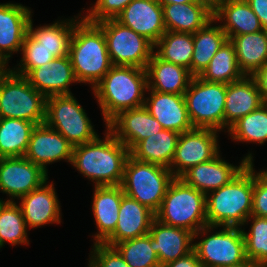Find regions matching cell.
<instances>
[{
  "mask_svg": "<svg viewBox=\"0 0 267 267\" xmlns=\"http://www.w3.org/2000/svg\"><path fill=\"white\" fill-rule=\"evenodd\" d=\"M130 150L110 131L104 141L98 136L73 147L71 163L96 186L121 185Z\"/></svg>",
  "mask_w": 267,
  "mask_h": 267,
  "instance_id": "6da1fadb",
  "label": "cell"
},
{
  "mask_svg": "<svg viewBox=\"0 0 267 267\" xmlns=\"http://www.w3.org/2000/svg\"><path fill=\"white\" fill-rule=\"evenodd\" d=\"M152 83L148 81L146 69L113 65L93 89L105 122L108 124L122 111L144 106L143 90Z\"/></svg>",
  "mask_w": 267,
  "mask_h": 267,
  "instance_id": "7a4b0ae2",
  "label": "cell"
},
{
  "mask_svg": "<svg viewBox=\"0 0 267 267\" xmlns=\"http://www.w3.org/2000/svg\"><path fill=\"white\" fill-rule=\"evenodd\" d=\"M248 163L228 184L213 190L206 197L208 226L237 227L243 225L252 212L254 173Z\"/></svg>",
  "mask_w": 267,
  "mask_h": 267,
  "instance_id": "3957f363",
  "label": "cell"
},
{
  "mask_svg": "<svg viewBox=\"0 0 267 267\" xmlns=\"http://www.w3.org/2000/svg\"><path fill=\"white\" fill-rule=\"evenodd\" d=\"M76 24L69 49L74 75L77 81L94 83L95 88L113 66L106 38L96 23L84 18Z\"/></svg>",
  "mask_w": 267,
  "mask_h": 267,
  "instance_id": "277c9868",
  "label": "cell"
},
{
  "mask_svg": "<svg viewBox=\"0 0 267 267\" xmlns=\"http://www.w3.org/2000/svg\"><path fill=\"white\" fill-rule=\"evenodd\" d=\"M207 196L175 177L167 188L155 218L164 224L186 229L195 237L198 231L213 228L208 226L206 218Z\"/></svg>",
  "mask_w": 267,
  "mask_h": 267,
  "instance_id": "5b68a950",
  "label": "cell"
},
{
  "mask_svg": "<svg viewBox=\"0 0 267 267\" xmlns=\"http://www.w3.org/2000/svg\"><path fill=\"white\" fill-rule=\"evenodd\" d=\"M172 172L167 167L139 161L129 155L121 187L126 196L156 213L161 207L169 184L175 178Z\"/></svg>",
  "mask_w": 267,
  "mask_h": 267,
  "instance_id": "8992f818",
  "label": "cell"
},
{
  "mask_svg": "<svg viewBox=\"0 0 267 267\" xmlns=\"http://www.w3.org/2000/svg\"><path fill=\"white\" fill-rule=\"evenodd\" d=\"M46 97L12 70L0 76V118L45 122Z\"/></svg>",
  "mask_w": 267,
  "mask_h": 267,
  "instance_id": "52a82bcc",
  "label": "cell"
},
{
  "mask_svg": "<svg viewBox=\"0 0 267 267\" xmlns=\"http://www.w3.org/2000/svg\"><path fill=\"white\" fill-rule=\"evenodd\" d=\"M226 92L225 83L193 77L183 96L194 128L221 130L224 127Z\"/></svg>",
  "mask_w": 267,
  "mask_h": 267,
  "instance_id": "ba28073f",
  "label": "cell"
},
{
  "mask_svg": "<svg viewBox=\"0 0 267 267\" xmlns=\"http://www.w3.org/2000/svg\"><path fill=\"white\" fill-rule=\"evenodd\" d=\"M96 24L105 35L112 65L146 69L155 47L151 41L116 19H107Z\"/></svg>",
  "mask_w": 267,
  "mask_h": 267,
  "instance_id": "9c48e42d",
  "label": "cell"
},
{
  "mask_svg": "<svg viewBox=\"0 0 267 267\" xmlns=\"http://www.w3.org/2000/svg\"><path fill=\"white\" fill-rule=\"evenodd\" d=\"M45 123L56 128L73 146L97 137L85 111L71 94L46 98Z\"/></svg>",
  "mask_w": 267,
  "mask_h": 267,
  "instance_id": "30bf717a",
  "label": "cell"
},
{
  "mask_svg": "<svg viewBox=\"0 0 267 267\" xmlns=\"http://www.w3.org/2000/svg\"><path fill=\"white\" fill-rule=\"evenodd\" d=\"M238 227H225L221 232L193 244L202 267H225L247 260L245 240Z\"/></svg>",
  "mask_w": 267,
  "mask_h": 267,
  "instance_id": "8fae6325",
  "label": "cell"
},
{
  "mask_svg": "<svg viewBox=\"0 0 267 267\" xmlns=\"http://www.w3.org/2000/svg\"><path fill=\"white\" fill-rule=\"evenodd\" d=\"M216 131L194 128L180 134L171 162V165H179L178 170L172 172L174 177H180L192 166L212 160L218 155Z\"/></svg>",
  "mask_w": 267,
  "mask_h": 267,
  "instance_id": "7c38bea8",
  "label": "cell"
},
{
  "mask_svg": "<svg viewBox=\"0 0 267 267\" xmlns=\"http://www.w3.org/2000/svg\"><path fill=\"white\" fill-rule=\"evenodd\" d=\"M47 172L24 156L0 158V190L22 197L44 185Z\"/></svg>",
  "mask_w": 267,
  "mask_h": 267,
  "instance_id": "4fadbf2b",
  "label": "cell"
},
{
  "mask_svg": "<svg viewBox=\"0 0 267 267\" xmlns=\"http://www.w3.org/2000/svg\"><path fill=\"white\" fill-rule=\"evenodd\" d=\"M115 19L153 44L166 32L163 9L158 0H133Z\"/></svg>",
  "mask_w": 267,
  "mask_h": 267,
  "instance_id": "5bb4252c",
  "label": "cell"
},
{
  "mask_svg": "<svg viewBox=\"0 0 267 267\" xmlns=\"http://www.w3.org/2000/svg\"><path fill=\"white\" fill-rule=\"evenodd\" d=\"M73 147L62 134L44 122L33 129L24 157L46 171V163L64 158L71 162Z\"/></svg>",
  "mask_w": 267,
  "mask_h": 267,
  "instance_id": "9a60e30c",
  "label": "cell"
},
{
  "mask_svg": "<svg viewBox=\"0 0 267 267\" xmlns=\"http://www.w3.org/2000/svg\"><path fill=\"white\" fill-rule=\"evenodd\" d=\"M106 125L108 131L129 150L139 141L164 129L144 106L122 111Z\"/></svg>",
  "mask_w": 267,
  "mask_h": 267,
  "instance_id": "2e32d148",
  "label": "cell"
},
{
  "mask_svg": "<svg viewBox=\"0 0 267 267\" xmlns=\"http://www.w3.org/2000/svg\"><path fill=\"white\" fill-rule=\"evenodd\" d=\"M251 154L245 157L239 167H234L219 159L197 164L189 168L179 178L186 184L207 195V192L219 189L228 184L248 163H252Z\"/></svg>",
  "mask_w": 267,
  "mask_h": 267,
  "instance_id": "e0dca14e",
  "label": "cell"
},
{
  "mask_svg": "<svg viewBox=\"0 0 267 267\" xmlns=\"http://www.w3.org/2000/svg\"><path fill=\"white\" fill-rule=\"evenodd\" d=\"M118 221L115 231L103 242L114 246L124 240L133 239L149 234L155 213L147 206L140 204L126 195L122 197Z\"/></svg>",
  "mask_w": 267,
  "mask_h": 267,
  "instance_id": "ac0fdd59",
  "label": "cell"
},
{
  "mask_svg": "<svg viewBox=\"0 0 267 267\" xmlns=\"http://www.w3.org/2000/svg\"><path fill=\"white\" fill-rule=\"evenodd\" d=\"M149 235L161 267L193 251V244L190 246L194 238L192 232L164 224L156 218L151 223Z\"/></svg>",
  "mask_w": 267,
  "mask_h": 267,
  "instance_id": "d6986e66",
  "label": "cell"
},
{
  "mask_svg": "<svg viewBox=\"0 0 267 267\" xmlns=\"http://www.w3.org/2000/svg\"><path fill=\"white\" fill-rule=\"evenodd\" d=\"M25 78L46 98L71 94L69 84L77 81L69 55L54 58L50 63L32 69Z\"/></svg>",
  "mask_w": 267,
  "mask_h": 267,
  "instance_id": "ffe728a7",
  "label": "cell"
},
{
  "mask_svg": "<svg viewBox=\"0 0 267 267\" xmlns=\"http://www.w3.org/2000/svg\"><path fill=\"white\" fill-rule=\"evenodd\" d=\"M150 103H144L148 112L156 118L164 129L179 134L193 130L183 95L153 91ZM150 104V105H148Z\"/></svg>",
  "mask_w": 267,
  "mask_h": 267,
  "instance_id": "44dd1931",
  "label": "cell"
},
{
  "mask_svg": "<svg viewBox=\"0 0 267 267\" xmlns=\"http://www.w3.org/2000/svg\"><path fill=\"white\" fill-rule=\"evenodd\" d=\"M166 31L196 33L213 16V2L161 4Z\"/></svg>",
  "mask_w": 267,
  "mask_h": 267,
  "instance_id": "7402d4cb",
  "label": "cell"
},
{
  "mask_svg": "<svg viewBox=\"0 0 267 267\" xmlns=\"http://www.w3.org/2000/svg\"><path fill=\"white\" fill-rule=\"evenodd\" d=\"M214 19L226 18L222 30L228 38L263 30L259 18L254 13L246 0H214Z\"/></svg>",
  "mask_w": 267,
  "mask_h": 267,
  "instance_id": "603a6c76",
  "label": "cell"
},
{
  "mask_svg": "<svg viewBox=\"0 0 267 267\" xmlns=\"http://www.w3.org/2000/svg\"><path fill=\"white\" fill-rule=\"evenodd\" d=\"M30 11L17 4H0V58L6 63L10 54L23 46L31 19Z\"/></svg>",
  "mask_w": 267,
  "mask_h": 267,
  "instance_id": "cb8c5ba5",
  "label": "cell"
},
{
  "mask_svg": "<svg viewBox=\"0 0 267 267\" xmlns=\"http://www.w3.org/2000/svg\"><path fill=\"white\" fill-rule=\"evenodd\" d=\"M227 84L225 99L224 126H232L263 104L258 86L251 76ZM230 123V124H229Z\"/></svg>",
  "mask_w": 267,
  "mask_h": 267,
  "instance_id": "d4e9b609",
  "label": "cell"
},
{
  "mask_svg": "<svg viewBox=\"0 0 267 267\" xmlns=\"http://www.w3.org/2000/svg\"><path fill=\"white\" fill-rule=\"evenodd\" d=\"M53 185L40 186L21 197L26 226L38 227L48 222L60 223V206Z\"/></svg>",
  "mask_w": 267,
  "mask_h": 267,
  "instance_id": "484cf974",
  "label": "cell"
},
{
  "mask_svg": "<svg viewBox=\"0 0 267 267\" xmlns=\"http://www.w3.org/2000/svg\"><path fill=\"white\" fill-rule=\"evenodd\" d=\"M146 73L148 80H155L151 90L179 95L185 94L194 77L190 70L160 59L156 54H153L147 63Z\"/></svg>",
  "mask_w": 267,
  "mask_h": 267,
  "instance_id": "4316f807",
  "label": "cell"
},
{
  "mask_svg": "<svg viewBox=\"0 0 267 267\" xmlns=\"http://www.w3.org/2000/svg\"><path fill=\"white\" fill-rule=\"evenodd\" d=\"M124 195L121 185L96 186L93 199V213L99 228L96 243H103L115 231Z\"/></svg>",
  "mask_w": 267,
  "mask_h": 267,
  "instance_id": "83f0119b",
  "label": "cell"
},
{
  "mask_svg": "<svg viewBox=\"0 0 267 267\" xmlns=\"http://www.w3.org/2000/svg\"><path fill=\"white\" fill-rule=\"evenodd\" d=\"M179 136L176 131L163 129L139 141L130 150V155L139 161L158 164L171 170Z\"/></svg>",
  "mask_w": 267,
  "mask_h": 267,
  "instance_id": "f1b7e54d",
  "label": "cell"
},
{
  "mask_svg": "<svg viewBox=\"0 0 267 267\" xmlns=\"http://www.w3.org/2000/svg\"><path fill=\"white\" fill-rule=\"evenodd\" d=\"M228 40L234 45L238 65L244 75L252 76L267 63V30L237 35Z\"/></svg>",
  "mask_w": 267,
  "mask_h": 267,
  "instance_id": "f546056e",
  "label": "cell"
},
{
  "mask_svg": "<svg viewBox=\"0 0 267 267\" xmlns=\"http://www.w3.org/2000/svg\"><path fill=\"white\" fill-rule=\"evenodd\" d=\"M213 18L203 28L193 33L194 52L191 59V74L200 76L208 67L211 59L228 40L221 26L211 27Z\"/></svg>",
  "mask_w": 267,
  "mask_h": 267,
  "instance_id": "4dcf8cb0",
  "label": "cell"
},
{
  "mask_svg": "<svg viewBox=\"0 0 267 267\" xmlns=\"http://www.w3.org/2000/svg\"><path fill=\"white\" fill-rule=\"evenodd\" d=\"M36 124L16 118H0V158L25 155Z\"/></svg>",
  "mask_w": 267,
  "mask_h": 267,
  "instance_id": "1f68e13d",
  "label": "cell"
},
{
  "mask_svg": "<svg viewBox=\"0 0 267 267\" xmlns=\"http://www.w3.org/2000/svg\"><path fill=\"white\" fill-rule=\"evenodd\" d=\"M244 76L238 65L234 45L227 40L199 77L207 82L229 84Z\"/></svg>",
  "mask_w": 267,
  "mask_h": 267,
  "instance_id": "d6a6232c",
  "label": "cell"
},
{
  "mask_svg": "<svg viewBox=\"0 0 267 267\" xmlns=\"http://www.w3.org/2000/svg\"><path fill=\"white\" fill-rule=\"evenodd\" d=\"M154 46L160 48L155 53L160 59L185 67L191 72L193 33L166 31Z\"/></svg>",
  "mask_w": 267,
  "mask_h": 267,
  "instance_id": "836d02e7",
  "label": "cell"
},
{
  "mask_svg": "<svg viewBox=\"0 0 267 267\" xmlns=\"http://www.w3.org/2000/svg\"><path fill=\"white\" fill-rule=\"evenodd\" d=\"M74 24L72 20L65 25L56 22L53 25L40 27L34 31L30 19L28 33L39 43V46L49 50L54 58H60L69 55Z\"/></svg>",
  "mask_w": 267,
  "mask_h": 267,
  "instance_id": "e575fe53",
  "label": "cell"
},
{
  "mask_svg": "<svg viewBox=\"0 0 267 267\" xmlns=\"http://www.w3.org/2000/svg\"><path fill=\"white\" fill-rule=\"evenodd\" d=\"M113 247L130 267H161L158 255L151 247L149 234L121 241Z\"/></svg>",
  "mask_w": 267,
  "mask_h": 267,
  "instance_id": "d590c367",
  "label": "cell"
},
{
  "mask_svg": "<svg viewBox=\"0 0 267 267\" xmlns=\"http://www.w3.org/2000/svg\"><path fill=\"white\" fill-rule=\"evenodd\" d=\"M26 227L21 207L13 201L0 200V247L5 241L12 245L27 242Z\"/></svg>",
  "mask_w": 267,
  "mask_h": 267,
  "instance_id": "8d00e7d4",
  "label": "cell"
},
{
  "mask_svg": "<svg viewBox=\"0 0 267 267\" xmlns=\"http://www.w3.org/2000/svg\"><path fill=\"white\" fill-rule=\"evenodd\" d=\"M229 132L233 139L240 141H253L263 144L267 140V103L241 117L231 127Z\"/></svg>",
  "mask_w": 267,
  "mask_h": 267,
  "instance_id": "74e56055",
  "label": "cell"
},
{
  "mask_svg": "<svg viewBox=\"0 0 267 267\" xmlns=\"http://www.w3.org/2000/svg\"><path fill=\"white\" fill-rule=\"evenodd\" d=\"M251 216L253 225L250 233L242 231L246 258L261 267H267V218Z\"/></svg>",
  "mask_w": 267,
  "mask_h": 267,
  "instance_id": "f35d334b",
  "label": "cell"
},
{
  "mask_svg": "<svg viewBox=\"0 0 267 267\" xmlns=\"http://www.w3.org/2000/svg\"><path fill=\"white\" fill-rule=\"evenodd\" d=\"M23 51V68L19 72L14 71L17 75L25 77L32 69L38 68L46 63H50L54 56L46 48L39 46V43L29 34L25 35L22 46Z\"/></svg>",
  "mask_w": 267,
  "mask_h": 267,
  "instance_id": "ab89813d",
  "label": "cell"
},
{
  "mask_svg": "<svg viewBox=\"0 0 267 267\" xmlns=\"http://www.w3.org/2000/svg\"><path fill=\"white\" fill-rule=\"evenodd\" d=\"M131 1L133 0H97L85 19L91 23L115 19Z\"/></svg>",
  "mask_w": 267,
  "mask_h": 267,
  "instance_id": "60d3db41",
  "label": "cell"
},
{
  "mask_svg": "<svg viewBox=\"0 0 267 267\" xmlns=\"http://www.w3.org/2000/svg\"><path fill=\"white\" fill-rule=\"evenodd\" d=\"M94 247L90 263L93 267H130L114 247L103 243H95Z\"/></svg>",
  "mask_w": 267,
  "mask_h": 267,
  "instance_id": "b9f144b4",
  "label": "cell"
},
{
  "mask_svg": "<svg viewBox=\"0 0 267 267\" xmlns=\"http://www.w3.org/2000/svg\"><path fill=\"white\" fill-rule=\"evenodd\" d=\"M251 215L267 218V171L254 174Z\"/></svg>",
  "mask_w": 267,
  "mask_h": 267,
  "instance_id": "7bdbcfd3",
  "label": "cell"
},
{
  "mask_svg": "<svg viewBox=\"0 0 267 267\" xmlns=\"http://www.w3.org/2000/svg\"><path fill=\"white\" fill-rule=\"evenodd\" d=\"M246 2L259 18L262 28L267 30V0H246Z\"/></svg>",
  "mask_w": 267,
  "mask_h": 267,
  "instance_id": "ee69618b",
  "label": "cell"
},
{
  "mask_svg": "<svg viewBox=\"0 0 267 267\" xmlns=\"http://www.w3.org/2000/svg\"><path fill=\"white\" fill-rule=\"evenodd\" d=\"M263 103H267V63L252 75Z\"/></svg>",
  "mask_w": 267,
  "mask_h": 267,
  "instance_id": "f6af8a7d",
  "label": "cell"
},
{
  "mask_svg": "<svg viewBox=\"0 0 267 267\" xmlns=\"http://www.w3.org/2000/svg\"><path fill=\"white\" fill-rule=\"evenodd\" d=\"M162 267H202L196 252L193 250L186 256L178 258Z\"/></svg>",
  "mask_w": 267,
  "mask_h": 267,
  "instance_id": "bcb514c9",
  "label": "cell"
},
{
  "mask_svg": "<svg viewBox=\"0 0 267 267\" xmlns=\"http://www.w3.org/2000/svg\"><path fill=\"white\" fill-rule=\"evenodd\" d=\"M160 4H183L191 2H214V0H158Z\"/></svg>",
  "mask_w": 267,
  "mask_h": 267,
  "instance_id": "7dc6e473",
  "label": "cell"
},
{
  "mask_svg": "<svg viewBox=\"0 0 267 267\" xmlns=\"http://www.w3.org/2000/svg\"><path fill=\"white\" fill-rule=\"evenodd\" d=\"M225 267H261V266L247 259L241 264L233 265V266H225Z\"/></svg>",
  "mask_w": 267,
  "mask_h": 267,
  "instance_id": "c3c4849f",
  "label": "cell"
},
{
  "mask_svg": "<svg viewBox=\"0 0 267 267\" xmlns=\"http://www.w3.org/2000/svg\"><path fill=\"white\" fill-rule=\"evenodd\" d=\"M6 63L0 58V76H2L7 70L4 69Z\"/></svg>",
  "mask_w": 267,
  "mask_h": 267,
  "instance_id": "681fc988",
  "label": "cell"
}]
</instances>
